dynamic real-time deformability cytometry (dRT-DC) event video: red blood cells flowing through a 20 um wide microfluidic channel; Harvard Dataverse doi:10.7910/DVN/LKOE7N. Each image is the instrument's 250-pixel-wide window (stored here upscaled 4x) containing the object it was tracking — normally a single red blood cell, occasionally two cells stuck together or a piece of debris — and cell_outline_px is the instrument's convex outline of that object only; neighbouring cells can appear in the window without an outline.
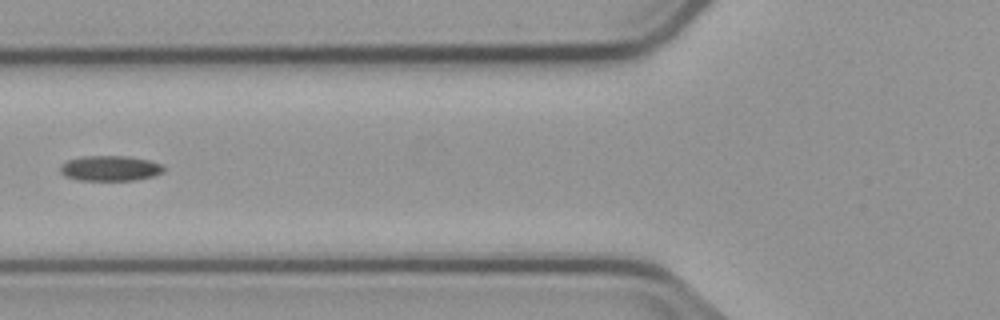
{"species": "common noctule bat (a hibernating species)", "species_latin": "Nyctalus noctula", "temperature_condition": "cold", "stored_images_in_passage": 6, "camera_frame_rate_fps": 3000, "um_per_image_px": 0.085, "animal": {"sex": "male", "body_mass_g": 23.1, "forearm_length_mm": 52.7}, "frame": {"image": 1, "passage_image": 6, "time_ms": 6.667, "image_size_px": [1000, 320], "cell_outline_px": [[164, 172], [152, 176], [132, 180], [80, 180], [64, 176], [60, 172], [60, 164], [68, 160], [84, 156], [128, 156], [148, 160], [164, 164]], "centroid_in_image_um": [9.36, 14.3], "position_along_channel_um": 116.4, "area_um2": 15.26}}